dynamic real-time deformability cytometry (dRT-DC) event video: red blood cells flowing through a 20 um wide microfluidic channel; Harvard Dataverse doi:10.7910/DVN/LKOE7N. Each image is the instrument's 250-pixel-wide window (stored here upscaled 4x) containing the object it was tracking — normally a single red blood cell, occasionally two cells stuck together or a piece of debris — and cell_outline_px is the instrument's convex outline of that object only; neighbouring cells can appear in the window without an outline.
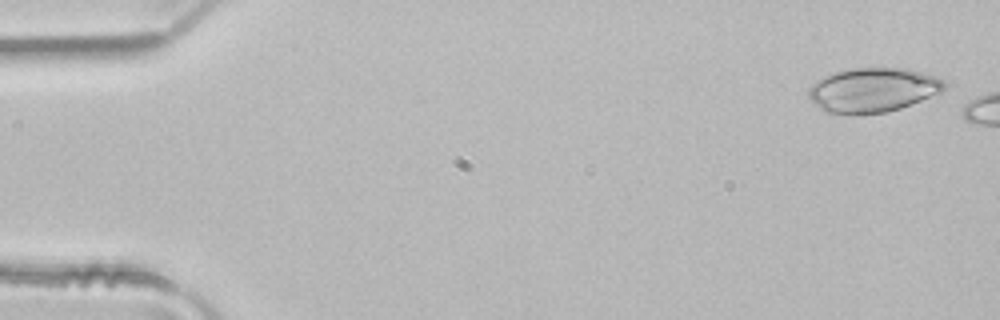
{"species": "common noctule bat (a hibernating species)", "species_latin": "Nyctalus noctula", "temperature_condition": "room temperature", "stored_images_in_passage": 3, "camera_frame_rate_fps": 3000, "um_per_image_px": 0.085, "animal": {"sex": "male", "body_mass_g": 21.5, "forearm_length_mm": 52.0}, "frame": {"image": 1, "passage_image": 1, "time_ms": 0.0, "image_size_px": [1000, 320], "cell_outline_px": [[948, 88], [940, 92], [900, 108], [888, 112], [852, 116], [824, 112], [808, 96], [808, 88], [816, 80], [824, 76], [836, 72], [852, 68], [908, 68], [936, 76], [944, 80]], "centroid_in_image_um": [74.18, 7.66], "position_along_channel_um": 10.8, "area_um2": 35.49}}